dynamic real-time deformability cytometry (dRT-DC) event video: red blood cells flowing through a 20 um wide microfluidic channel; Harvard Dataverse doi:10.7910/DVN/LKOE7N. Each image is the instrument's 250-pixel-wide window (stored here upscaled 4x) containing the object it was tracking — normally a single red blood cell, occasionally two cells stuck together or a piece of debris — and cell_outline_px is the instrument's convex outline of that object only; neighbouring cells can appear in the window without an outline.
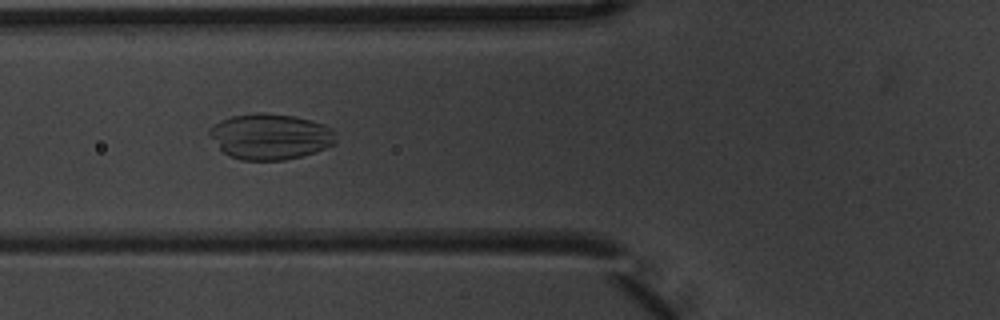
{"species": "common noctule bat (a hibernating species)", "species_latin": "Nyctalus noctula", "temperature_condition": "warm", "stored_images_in_passage": 12, "camera_frame_rate_fps": 3000, "um_per_image_px": 0.085, "animal": {"sex": "male", "body_mass_g": 20.1, "forearm_length_mm": 53.5}, "frame": {"image": 1, "passage_image": 4, "time_ms": 1.0, "image_size_px": [1000, 320], "cell_outline_px": [[336, 144], [316, 152], [284, 160], [240, 160], [228, 156], [208, 136], [208, 128], [220, 120], [232, 116], [260, 112], [264, 112], [296, 116], [312, 120], [324, 124], [332, 128], [336, 132]], "centroid_in_image_um": [22.98, 11.6], "position_along_channel_um": 102.8, "area_um2": 34.22}}
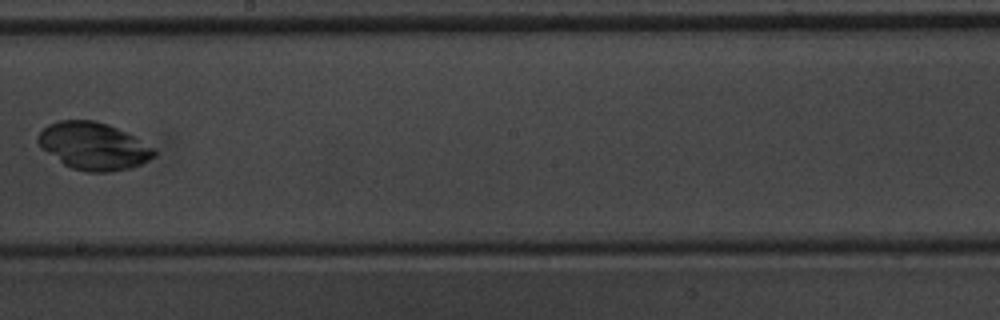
{"frame": {"image": 2, "passage_image": 7, "time_ms": 2.0, "image_size_px": [1000, 320], "cell_outline_px": [[156, 156], [132, 168], [108, 172], [88, 172], [72, 168], [64, 164], [40, 148], [36, 140], [36, 136], [48, 124], [60, 120], [96, 120], [108, 124], [136, 136], [156, 148]], "centroid_in_image_um": [7.97, 12.41], "position_along_channel_um": 240.2, "area_um2": 32.43}}